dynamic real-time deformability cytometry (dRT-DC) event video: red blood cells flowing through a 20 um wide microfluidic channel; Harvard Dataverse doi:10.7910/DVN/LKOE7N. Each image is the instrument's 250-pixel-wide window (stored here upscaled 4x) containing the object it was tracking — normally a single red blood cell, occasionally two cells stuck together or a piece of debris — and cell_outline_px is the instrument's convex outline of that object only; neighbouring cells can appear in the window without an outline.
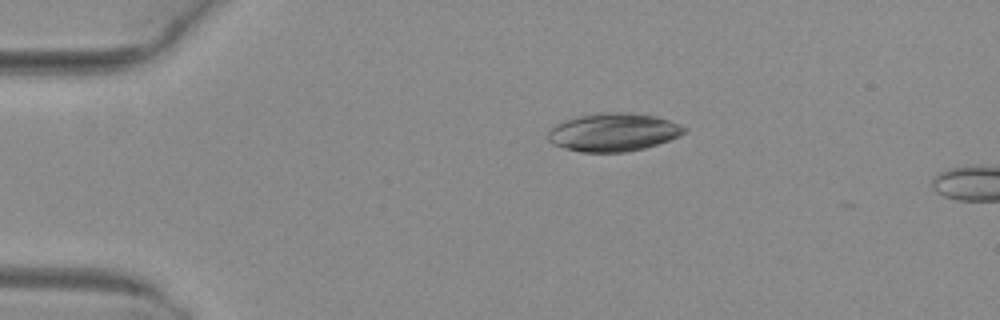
{"species": "common noctule bat (a hibernating species)", "species_latin": "Nyctalus noctula", "temperature_condition": "warm", "stored_images_in_passage": 2, "camera_frame_rate_fps": 3000, "um_per_image_px": 0.085, "animal": {"sex": "female", "body_mass_g": 29.2, "forearm_length_mm": 56.3}, "frame": {"image": 1, "passage_image": 1, "time_ms": 0.0, "image_size_px": [1000, 320], "cell_outline_px": [[688, 128], [680, 136], [644, 148], [624, 152], [580, 152], [564, 148], [552, 144], [548, 140], [548, 132], [556, 124], [564, 120], [576, 116], [596, 112], [624, 112], [656, 116], [680, 124]], "centroid_in_image_um": [52.11, 11.23], "position_along_channel_um": 32.9, "area_um2": 30.4}}